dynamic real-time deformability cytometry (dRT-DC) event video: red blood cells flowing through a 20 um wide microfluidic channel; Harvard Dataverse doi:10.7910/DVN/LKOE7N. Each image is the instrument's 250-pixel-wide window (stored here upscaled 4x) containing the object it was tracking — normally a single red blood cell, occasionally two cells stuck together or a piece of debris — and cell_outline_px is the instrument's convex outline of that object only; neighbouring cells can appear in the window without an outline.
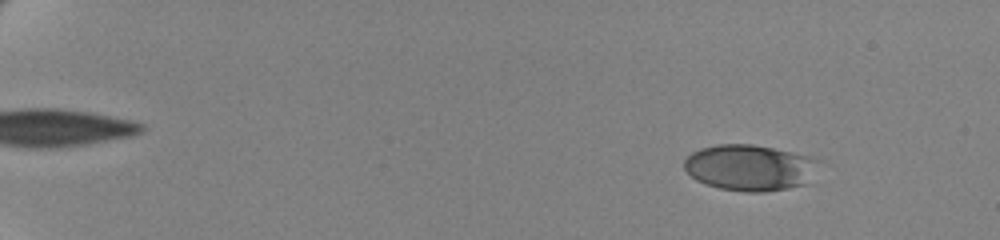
{"species": "human", "species_latin": "Homo sapiens", "temperature_condition": "cold", "stored_images_in_passage": 62, "camera_frame_rate_fps": 3000, "um_per_image_px": 0.085, "donor": {"sex": "female"}, "frame": {"image": 1, "passage_image": 9, "time_ms": 2.667, "image_size_px": [1000, 240], "cell_outline_px": [[816, 160], [808, 184], [788, 188], [764, 192], [744, 192], [720, 188], [696, 180], [684, 168], [684, 160], [692, 152], [700, 148], [716, 144], [752, 144], [772, 148], [804, 156]], "centroid_in_image_um": [63.65, 14.25], "position_along_channel_um": 21.4, "area_um2": 35.49}}
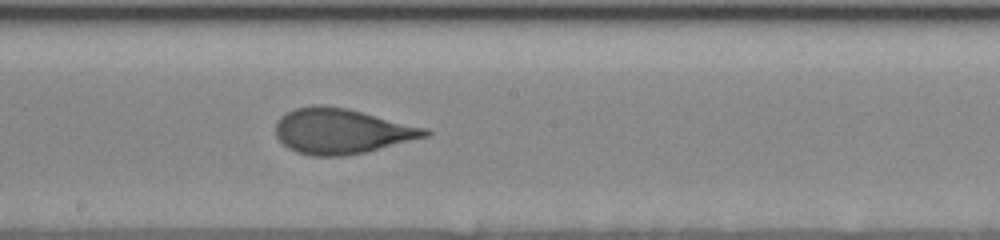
{"frame": {"image": 2, "passage_image": 39, "time_ms": 12.667, "image_size_px": [1000, 240], "cell_outline_px": [[432, 132], [428, 136], [368, 152], [340, 156], [312, 156], [296, 152], [288, 148], [276, 136], [276, 124], [280, 116], [296, 108], [312, 104], [320, 104], [348, 108], [428, 128]], "centroid_in_image_um": [29.05, 11.14], "position_along_channel_um": 219.1, "area_um2": 39.71}}
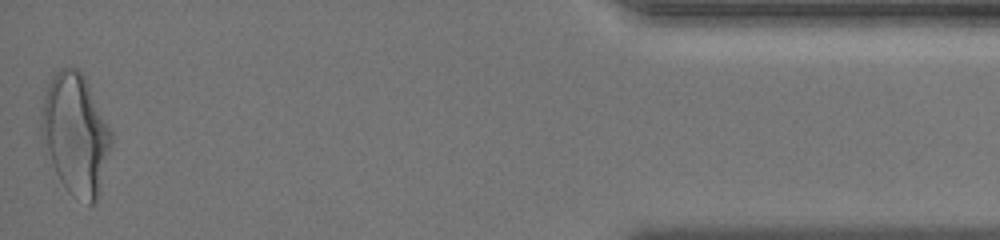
{"frame": {"image": 3, "passage_image": 62, "time_ms": 20.333, "image_size_px": [1000, 240], "cell_outline_px": [[112, 144], [100, 188], [96, 200], [92, 204], [88, 204], [72, 196], [68, 192], [60, 180], [56, 172], [40, 132], [40, 108], [48, 84], [52, 76], [60, 68], [76, 68], [84, 76], [112, 132]], "centroid_in_image_um": [6.41, 11.39], "position_along_channel_um": 428.8, "area_um2": 48.78}, "authors_computed_cell_mechanics": {"area_um2": 38.4659, "velocity_mm_per_s": 3.4932, "shape_relaxation_time_tau1_ms": 5.6615, "shape_relaxation_time_tau2_ms": 0.7549, "deformation_change_tau1": 0.1802, "deformation_change_tau2": 0.0698}}